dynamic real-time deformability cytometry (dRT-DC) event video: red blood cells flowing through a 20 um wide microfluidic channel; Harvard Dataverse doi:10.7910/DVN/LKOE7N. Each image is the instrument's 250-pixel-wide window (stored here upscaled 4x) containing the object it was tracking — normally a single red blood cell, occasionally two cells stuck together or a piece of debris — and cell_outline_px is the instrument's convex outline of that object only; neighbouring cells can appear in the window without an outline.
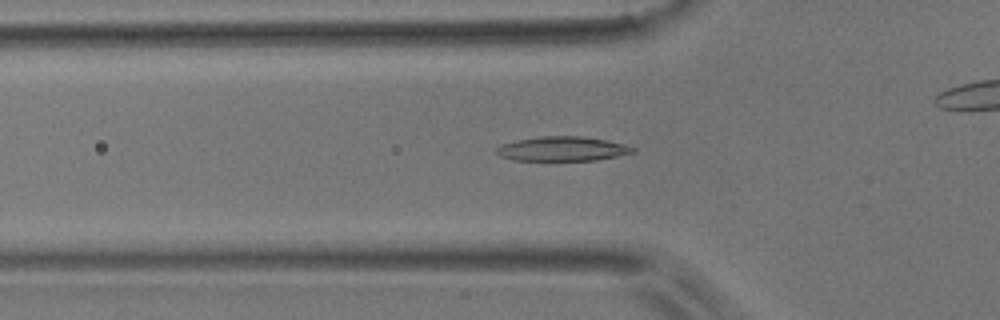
{"species": "common noctule bat (a hibernating species)", "species_latin": "Nyctalus noctula", "temperature_condition": "room temperature", "stored_images_in_passage": 52, "camera_frame_rate_fps": 3000, "um_per_image_px": 0.085, "animal": {"sex": "male", "body_mass_g": 17.9}, "frame": {"image": 1, "passage_image": 17, "time_ms": 5.333, "image_size_px": [1000, 320], "cell_outline_px": [[636, 152], [596, 160], [512, 160], [500, 156], [496, 152], [496, 148], [500, 144], [516, 140], [540, 136], [584, 136], [624, 144], [636, 148]], "centroid_in_image_um": [47.78, 12.64], "position_along_channel_um": 78.0, "area_um2": 19.42}}
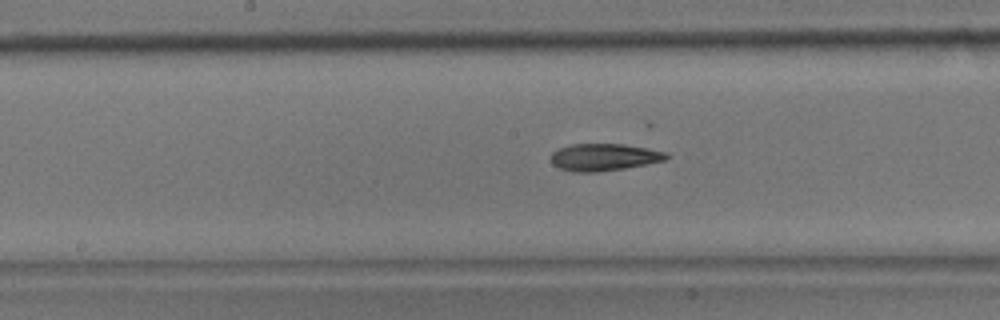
{"frame": {"image": 2, "passage_image": 26, "time_ms": 8.333, "image_size_px": [1000, 320], "cell_outline_px": [[668, 156], [664, 160], [624, 168], [600, 172], [572, 172], [560, 168], [552, 164], [552, 152], [560, 148], [572, 144], [624, 144], [648, 148], [668, 152]], "centroid_in_image_um": [51.33, 13.36], "position_along_channel_um": 196.9, "area_um2": 18.15}}
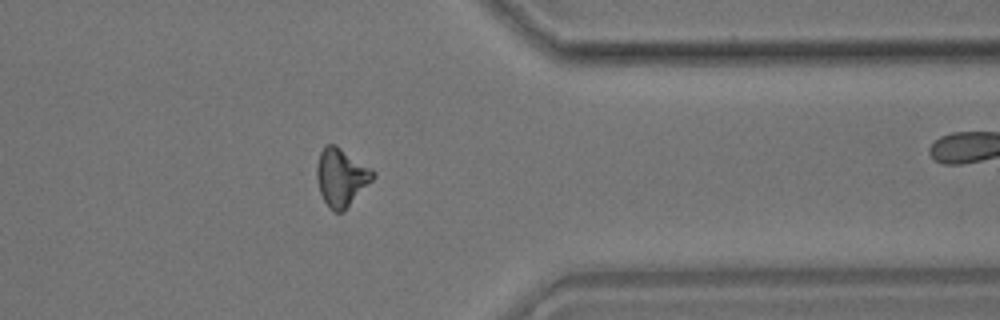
{"frame": {"image": 3, "passage_image": 41, "time_ms": 13.333, "image_size_px": [1000, 320], "cell_outline_px": [[376, 176], [344, 212], [332, 212], [324, 200], [320, 192], [316, 180], [316, 168], [320, 152], [324, 144], [336, 144], [372, 168], [376, 172]], "centroid_in_image_um": [29.01, 15.05], "position_along_channel_um": 382.4, "area_um2": 19.31}, "authors_computed_cell_mechanics": {"area_um2": 18.496, "velocity_mm_per_s": 3.9248, "shape_relaxation_time_tau1_ms": 6.8305, "shape_relaxation_time_tau2_ms": null, "deformation_change_tau1": 0.182, "deformation_change_tau2": null}}